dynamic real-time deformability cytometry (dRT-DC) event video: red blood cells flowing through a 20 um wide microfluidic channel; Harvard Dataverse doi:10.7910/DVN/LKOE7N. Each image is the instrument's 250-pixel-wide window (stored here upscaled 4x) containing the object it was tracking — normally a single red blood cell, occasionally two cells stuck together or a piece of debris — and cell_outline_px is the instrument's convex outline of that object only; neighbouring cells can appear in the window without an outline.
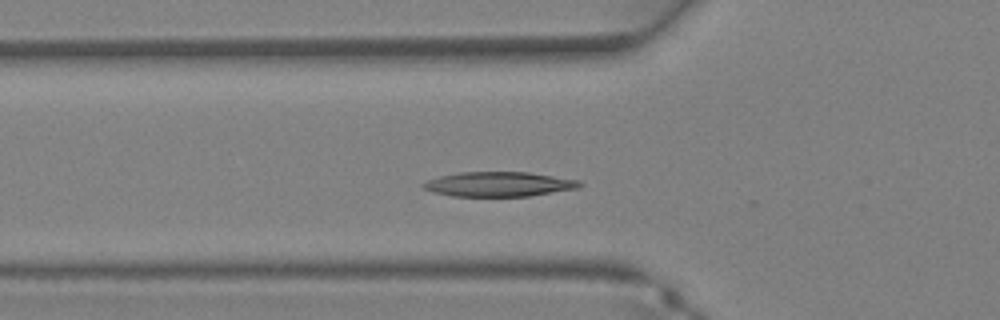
{"species": "Egyptian fruit bat (a non-hibernating species)", "species_latin": "Rousettus aegyptiacus", "temperature_condition": "warm", "stored_images_in_passage": 35, "camera_frame_rate_fps": 3000, "um_per_image_px": 0.085, "animal": {"sex": "female"}, "frame": {"image": 1, "passage_image": 11, "time_ms": 3.333, "image_size_px": [1000, 320], "cell_outline_px": [[584, 184], [576, 188], [528, 196], [452, 196], [432, 192], [424, 188], [420, 184], [428, 180], [440, 176], [460, 172], [528, 172], [580, 180]], "centroid_in_image_um": [42.38, 15.65], "position_along_channel_um": 83.4, "area_um2": 22.37}}
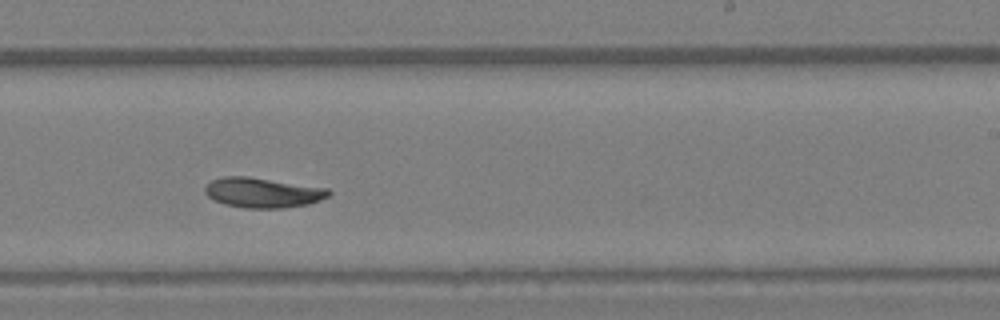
{"frame": {"image": 2, "passage_image": 21, "time_ms": 6.667, "image_size_px": [1000, 320], "cell_outline_px": [[332, 192], [328, 196], [320, 200], [308, 204], [284, 208], [244, 208], [224, 204], [212, 200], [204, 192], [204, 188], [212, 180], [224, 176], [248, 176], [328, 188]], "centroid_in_image_um": [22.32, 16.37], "position_along_channel_um": 266.7, "area_um2": 21.73}}
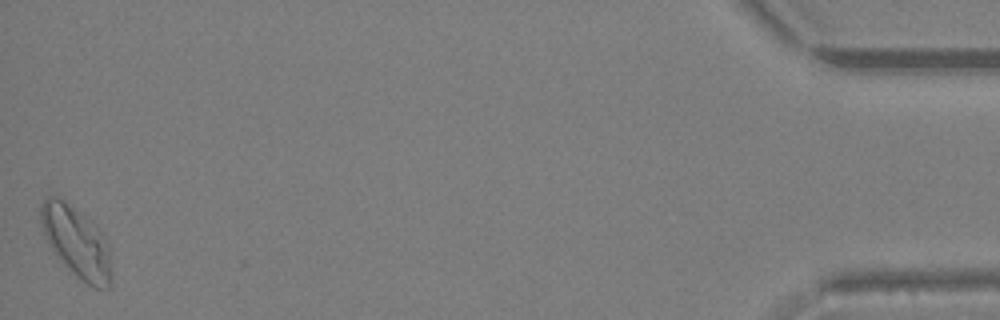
{"frame": {"image": 3, "passage_image": 35, "time_ms": 11.333, "image_size_px": [1000, 320], "cell_outline_px": [[112, 276], [108, 288], [92, 288], [76, 276], [64, 264], [48, 244], [44, 236], [40, 224], [40, 208], [44, 200], [48, 196], [52, 196], [64, 200], [84, 216], [104, 236], [108, 244]], "centroid_in_image_um": [6.49, 20.6], "position_along_channel_um": 428.7, "area_um2": 28.78}}